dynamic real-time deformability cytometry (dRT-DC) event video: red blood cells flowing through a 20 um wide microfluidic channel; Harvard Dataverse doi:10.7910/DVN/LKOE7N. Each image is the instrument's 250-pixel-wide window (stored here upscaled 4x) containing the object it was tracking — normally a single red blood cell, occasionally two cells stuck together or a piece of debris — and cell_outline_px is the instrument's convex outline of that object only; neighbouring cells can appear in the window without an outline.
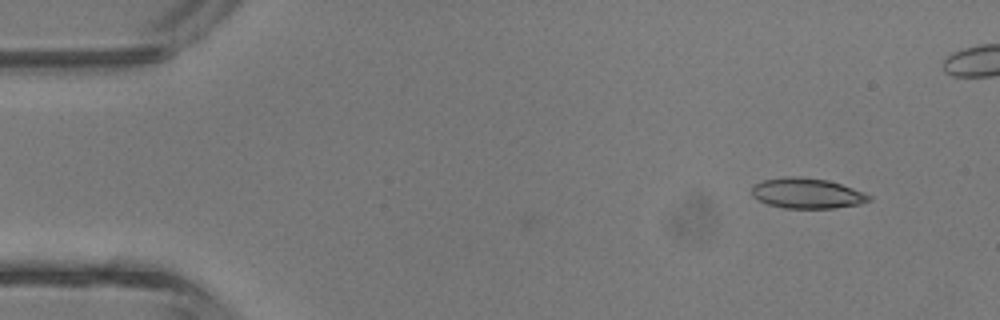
{"species": "common noctule bat (a hibernating species)", "species_latin": "Nyctalus noctula", "temperature_condition": "room temperature", "stored_images_in_passage": 36, "camera_frame_rate_fps": 3000, "um_per_image_px": 0.085, "animal": {"sex": "male", "body_mass_g": 13.3}, "frame": {"image": 1, "passage_image": 1, "time_ms": 0.0, "image_size_px": [1000, 320], "cell_outline_px": [[872, 200], [860, 204], [832, 208], [784, 208], [768, 204], [752, 196], [752, 184], [764, 180], [784, 176], [800, 176], [828, 180], [864, 192], [872, 196]], "centroid_in_image_um": [68.59, 16.42], "position_along_channel_um": 16.4, "area_um2": 20.81}}
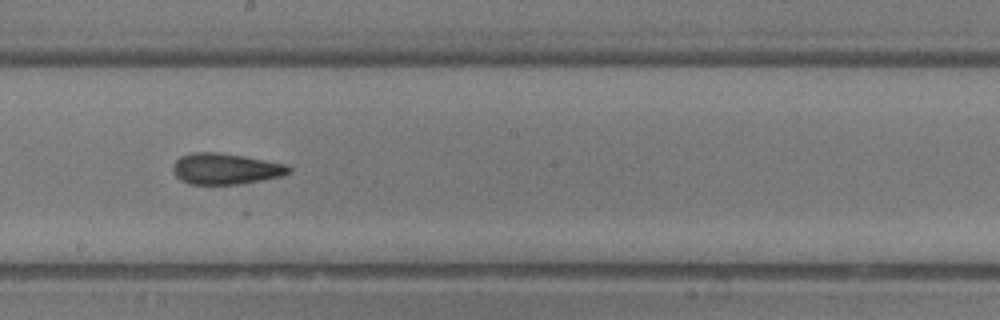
{"frame": {"image": 2, "passage_image": 21, "time_ms": 6.667, "image_size_px": [1000, 320], "cell_outline_px": [[292, 172], [284, 176], [240, 184], [188, 184], [180, 180], [172, 172], [172, 164], [180, 156], [192, 152], [216, 152], [244, 156], [288, 164], [292, 168]], "centroid_in_image_um": [19.19, 14.35], "position_along_channel_um": 229.0, "area_um2": 21.33}}
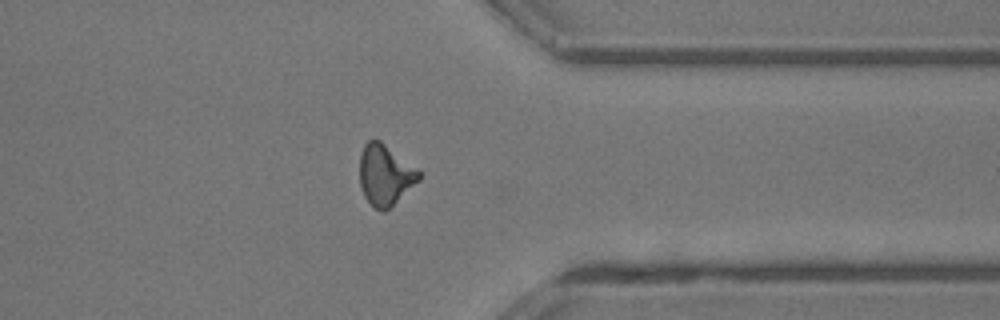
{"frame": {"image": 3, "passage_image": 31, "time_ms": 10.0, "image_size_px": [1000, 320], "cell_outline_px": [[420, 180], [384, 212], [372, 208], [364, 196], [360, 184], [360, 152], [364, 144], [368, 140], [380, 140], [420, 168]], "centroid_in_image_um": [32.75, 14.85], "position_along_channel_um": 378.7, "area_um2": 21.33}}